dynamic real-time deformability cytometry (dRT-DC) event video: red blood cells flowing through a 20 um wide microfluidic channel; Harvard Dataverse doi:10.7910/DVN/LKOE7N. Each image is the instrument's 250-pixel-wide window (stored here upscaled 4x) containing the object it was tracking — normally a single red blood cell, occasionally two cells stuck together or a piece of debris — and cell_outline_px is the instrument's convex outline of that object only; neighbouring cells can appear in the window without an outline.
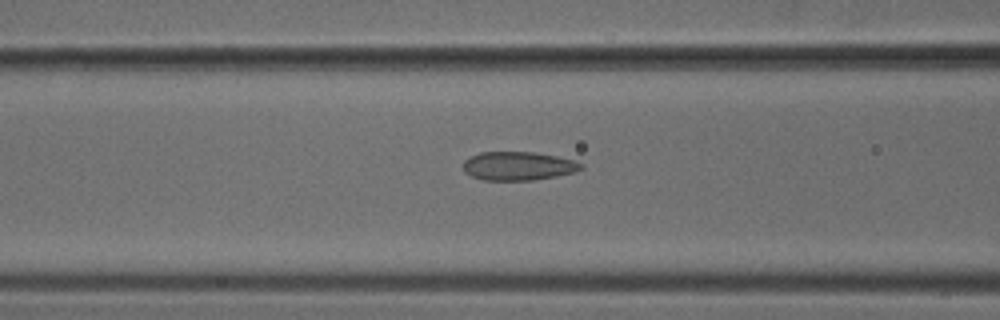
{"species": "common noctule bat (a hibernating species)", "species_latin": "Nyctalus noctula", "temperature_condition": "cold", "stored_images_in_passage": 39, "camera_frame_rate_fps": 3000, "um_per_image_px": 0.085, "animal": {"sex": "male", "body_mass_g": 18.8}, "frame": {"image": 1, "passage_image": 9, "time_ms": 2.667, "image_size_px": [1000, 320], "cell_outline_px": [[584, 168], [576, 172], [556, 176], [532, 180], [484, 180], [472, 176], [464, 172], [464, 160], [468, 156], [480, 152], [532, 152], [556, 156], [576, 160], [584, 164]], "centroid_in_image_um": [44.07, 14.1], "position_along_channel_um": 122.5, "area_um2": 19.83}}
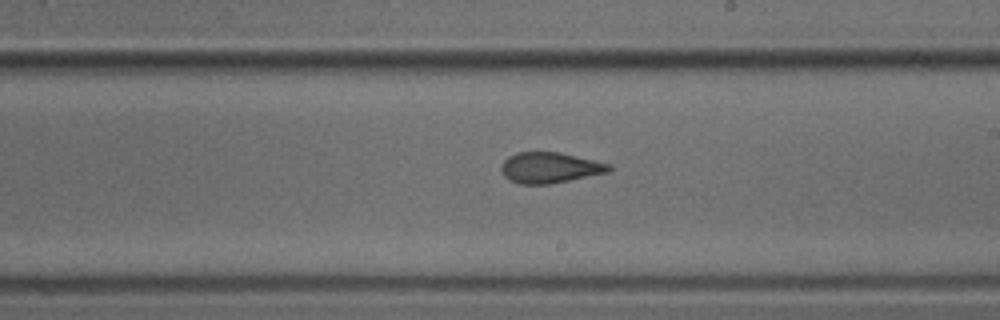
{"frame": {"image": 2, "passage_image": 18, "time_ms": 5.667, "image_size_px": [1000, 320], "cell_outline_px": [[612, 168], [608, 172], [548, 184], [520, 184], [504, 176], [500, 168], [504, 160], [508, 156], [516, 152], [560, 152], [608, 164]], "centroid_in_image_um": [46.68, 14.24], "position_along_channel_um": 242.3, "area_um2": 18.96}}
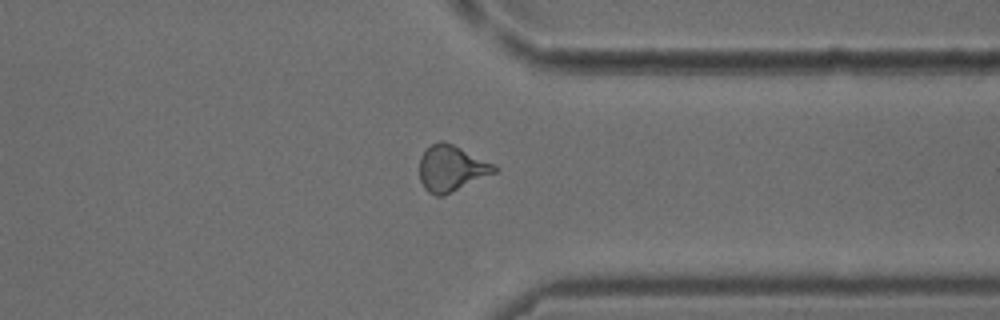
{"frame": {"image": 3, "passage_image": 28, "time_ms": 9.0, "image_size_px": [1000, 320], "cell_outline_px": [[500, 168], [496, 172], [444, 196], [436, 196], [428, 192], [424, 188], [420, 180], [420, 156], [432, 144], [440, 140], [444, 140], [496, 164]], "centroid_in_image_um": [38.39, 14.31], "position_along_channel_um": 373.0, "area_um2": 20.23}}